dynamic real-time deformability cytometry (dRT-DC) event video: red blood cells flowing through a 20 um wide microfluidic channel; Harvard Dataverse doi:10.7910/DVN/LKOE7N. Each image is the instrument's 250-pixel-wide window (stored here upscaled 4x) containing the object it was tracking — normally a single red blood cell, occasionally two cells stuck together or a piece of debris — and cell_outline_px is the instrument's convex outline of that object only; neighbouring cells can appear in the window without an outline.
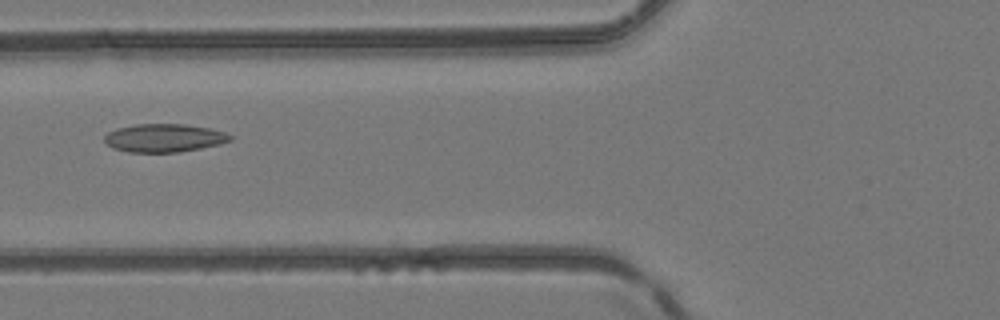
{"species": "common noctule bat (a hibernating species)", "species_latin": "Nyctalus noctula", "temperature_condition": "room temperature", "stored_images_in_passage": 6, "camera_frame_rate_fps": 3000, "um_per_image_px": 0.085, "animal": {"sex": "female", "body_mass_g": 24.6, "forearm_length_mm": 56.2}, "frame": {"image": 1, "passage_image": 6, "time_ms": 6.667, "image_size_px": [1000, 320], "cell_outline_px": [[232, 140], [220, 144], [180, 152], [128, 152], [112, 148], [104, 140], [104, 136], [108, 132], [116, 128], [136, 124], [184, 124], [208, 128], [224, 132], [232, 136]], "centroid_in_image_um": [13.93, 11.73], "position_along_channel_um": 111.9, "area_um2": 20.63}}